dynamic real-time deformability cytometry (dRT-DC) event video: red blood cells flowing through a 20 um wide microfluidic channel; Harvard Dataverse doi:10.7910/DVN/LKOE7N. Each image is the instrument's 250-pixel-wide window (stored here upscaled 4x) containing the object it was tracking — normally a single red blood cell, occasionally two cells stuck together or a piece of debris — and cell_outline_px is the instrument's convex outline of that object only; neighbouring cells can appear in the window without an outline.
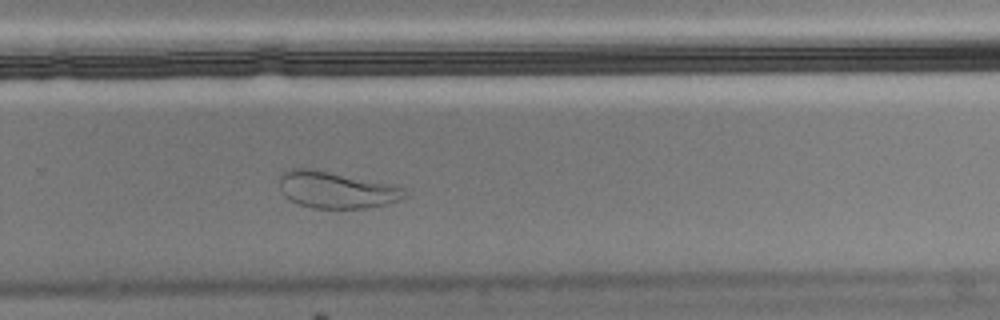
{"species": "Egyptian fruit bat (a non-hibernating species)", "species_latin": "Rousettus aegyptiacus", "temperature_condition": "cold", "stored_images_in_passage": 39, "camera_frame_rate_fps": 3000, "um_per_image_px": 0.085, "animal": {"sex": "male"}, "frame": {"image": 1, "passage_image": 28, "time_ms": 9.0, "image_size_px": [1000, 320], "cell_outline_px": [[408, 196], [388, 204], [364, 208], [312, 208], [288, 200], [284, 196], [280, 188], [280, 176], [288, 168], [312, 168], [404, 188]], "centroid_in_image_um": [28.53, 16.15], "position_along_channel_um": 301.3, "area_um2": 26.47}, "authors_computed_cell_mechanics": {"area_um2": 25.2586, "velocity_mm_per_s": 3.4215, "shape_relaxation_time_tau1_ms": null, "shape_relaxation_time_tau2_ms": 1.7501, "deformation_change_tau1": null, "deformation_change_tau2": 0.082}}